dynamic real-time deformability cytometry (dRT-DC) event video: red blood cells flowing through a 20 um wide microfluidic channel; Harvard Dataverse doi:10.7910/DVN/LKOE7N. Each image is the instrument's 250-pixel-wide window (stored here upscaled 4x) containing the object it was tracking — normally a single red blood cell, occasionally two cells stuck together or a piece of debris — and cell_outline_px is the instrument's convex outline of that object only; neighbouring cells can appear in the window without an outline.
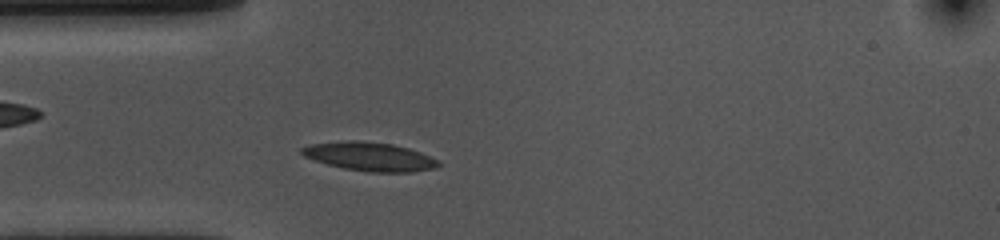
{"species": "common noctule bat (a hibernating species)", "species_latin": "Nyctalus noctula", "temperature_condition": "cold", "stored_images_in_passage": 37, "camera_frame_rate_fps": 3000, "um_per_image_px": 0.085, "animal": {"sex": "female", "body_mass_g": 10.0, "forearm_length_mm": 53.1}, "frame": {"image": 1, "passage_image": 7, "time_ms": 2.0, "image_size_px": [1000, 240], "cell_outline_px": [[440, 164], [436, 168], [408, 172], [368, 172], [344, 168], [328, 164], [304, 156], [300, 152], [300, 148], [312, 144], [344, 140], [360, 140], [392, 144], [408, 148], [420, 152], [436, 160]], "centroid_in_image_um": [31.39, 13.3], "position_along_channel_um": 53.6, "area_um2": 22.66}}
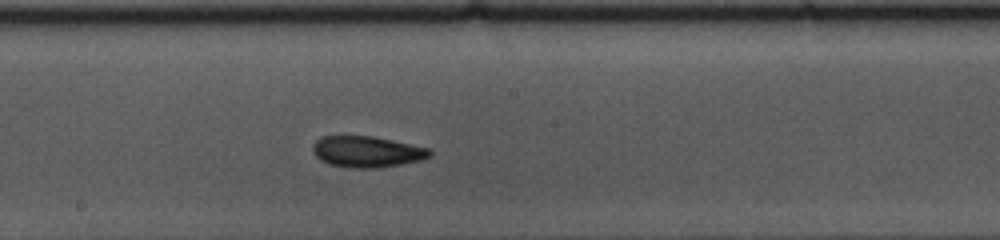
{"frame": {"image": 2, "passage_image": 21, "time_ms": 6.667, "image_size_px": [1000, 240], "cell_outline_px": [[432, 156], [420, 160], [400, 164], [376, 168], [348, 168], [328, 164], [320, 160], [312, 152], [312, 144], [320, 136], [372, 136], [432, 148]], "centroid_in_image_um": [31.18, 12.89], "position_along_channel_um": 217.0, "area_um2": 21.5}}
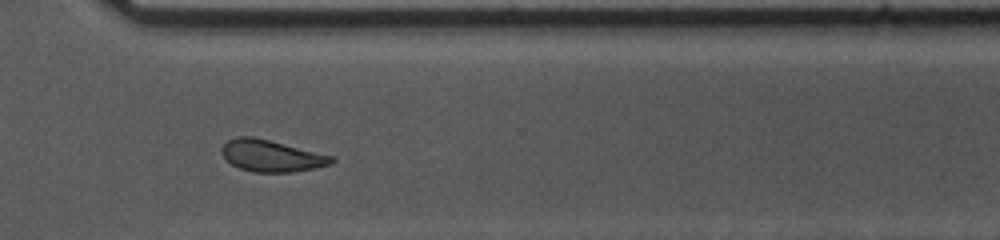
{"frame": {"image": 3, "passage_image": 32, "time_ms": 10.333, "image_size_px": [1000, 240], "cell_outline_px": [[336, 160], [332, 164], [316, 168], [292, 172], [252, 172], [240, 168], [232, 164], [220, 152], [220, 148], [228, 140], [236, 136], [252, 136], [336, 156]], "centroid_in_image_um": [23.11, 13.24], "position_along_channel_um": 347.5, "area_um2": 20.46}, "authors_computed_cell_mechanics": {"area_um2": 21.3282, "velocity_mm_per_s": 3.5662, "shape_relaxation_time_tau1_ms": 4.2043, "shape_relaxation_time_tau2_ms": 3.5351, "deformation_change_tau1": 0.1016, "deformation_change_tau2": 0.0856}}